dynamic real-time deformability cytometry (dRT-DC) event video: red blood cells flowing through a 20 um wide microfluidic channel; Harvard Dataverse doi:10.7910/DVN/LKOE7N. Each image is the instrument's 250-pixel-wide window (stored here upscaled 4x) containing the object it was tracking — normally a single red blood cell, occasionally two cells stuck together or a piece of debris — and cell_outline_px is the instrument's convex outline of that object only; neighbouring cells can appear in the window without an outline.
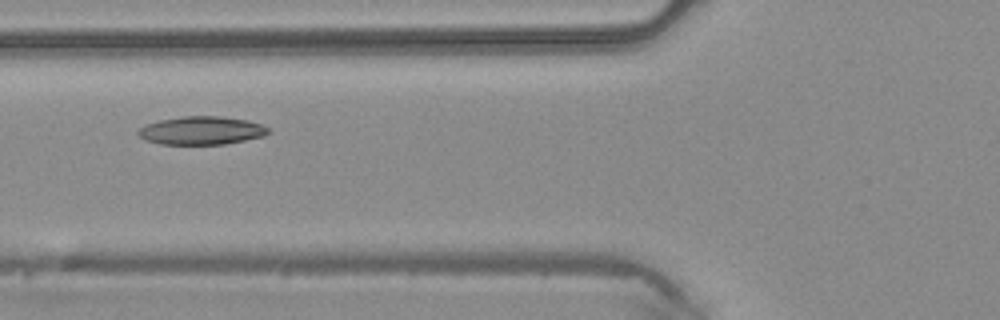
{"species": "common noctule bat (a hibernating species)", "species_latin": "Nyctalus noctula", "temperature_condition": "warm", "stored_images_in_passage": 4, "camera_frame_rate_fps": 3000, "um_per_image_px": 0.085, "animal": {"sex": "male", "body_mass_g": 20.4}, "frame": {"image": 1, "passage_image": 4, "time_ms": 1.0, "image_size_px": [1000, 320], "cell_outline_px": [[272, 132], [264, 136], [224, 144], [160, 144], [144, 140], [136, 132], [140, 128], [148, 124], [160, 120], [184, 116], [220, 116], [248, 120], [260, 124], [268, 128]], "centroid_in_image_um": [17.14, 11.09], "position_along_channel_um": 108.7, "area_um2": 21.33}}